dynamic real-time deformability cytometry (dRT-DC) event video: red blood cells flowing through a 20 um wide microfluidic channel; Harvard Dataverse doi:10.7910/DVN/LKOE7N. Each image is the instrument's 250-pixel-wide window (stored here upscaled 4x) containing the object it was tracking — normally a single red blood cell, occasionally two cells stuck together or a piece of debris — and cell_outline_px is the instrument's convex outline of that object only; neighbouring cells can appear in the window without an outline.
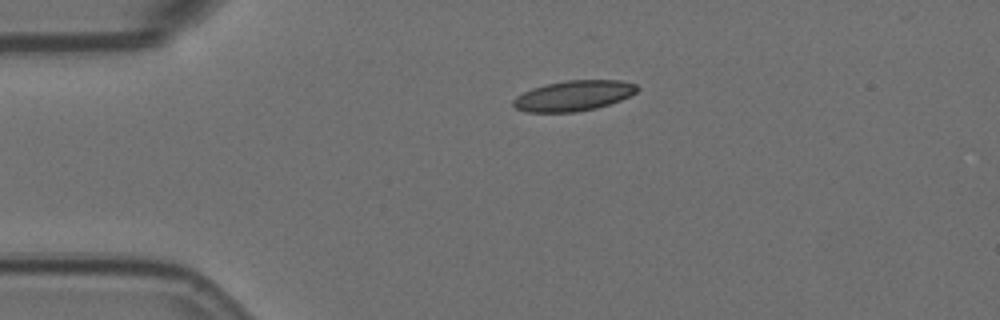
{"species": "Egyptian fruit bat (a non-hibernating species)", "species_latin": "Rousettus aegyptiacus", "temperature_condition": "room temperature", "stored_images_in_passage": 33, "camera_frame_rate_fps": 3000, "um_per_image_px": 0.085, "animal": {"sex": "female"}, "frame": {"image": 1, "passage_image": 1, "time_ms": 0.0, "image_size_px": [1000, 320], "cell_outline_px": [[640, 88], [636, 92], [620, 100], [596, 108], [576, 112], [524, 112], [516, 108], [512, 104], [512, 100], [516, 96], [532, 88], [544, 84], [568, 80], [620, 80], [636, 84]], "centroid_in_image_um": [48.73, 8.13], "position_along_channel_um": 36.3, "area_um2": 21.96}}
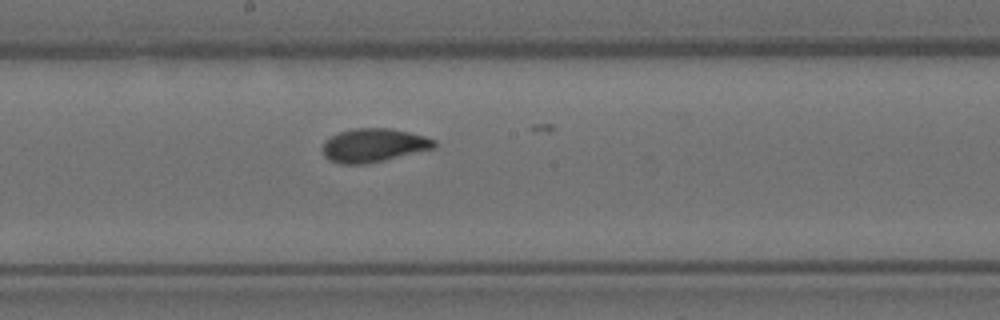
{"frame": {"image": 2, "passage_image": 19, "time_ms": 6.0, "image_size_px": [1000, 320], "cell_outline_px": [[436, 148], [384, 160], [364, 164], [340, 164], [328, 160], [324, 156], [324, 140], [340, 132], [352, 128], [392, 128], [424, 136], [436, 140]], "centroid_in_image_um": [31.77, 12.35], "position_along_channel_um": 216.4, "area_um2": 21.85}}
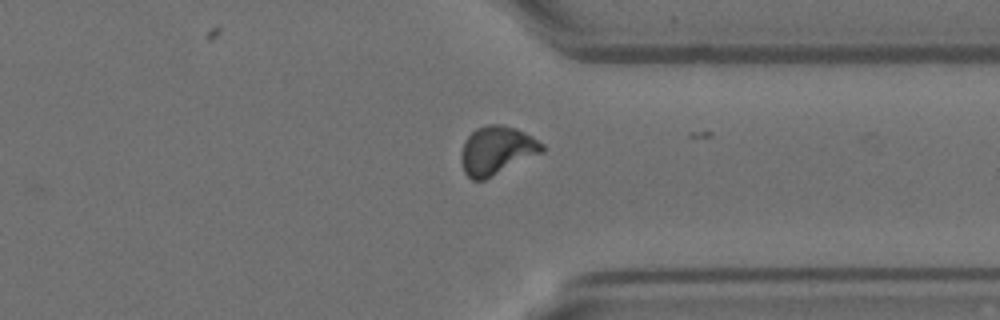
{"frame": {"image": 3, "passage_image": 32, "time_ms": 10.333, "image_size_px": [1000, 320], "cell_outline_px": [[544, 152], [484, 180], [472, 180], [464, 172], [460, 160], [460, 156], [464, 140], [476, 128], [488, 124], [500, 124], [516, 128], [532, 136], [544, 144]], "centroid_in_image_um": [42.22, 12.78], "position_along_channel_um": 369.2, "area_um2": 23.0}, "authors_computed_cell_mechanics": {"area_um2": 21.9062, "velocity_mm_per_s": 3.5797, "shape_relaxation_time_tau1_ms": null, "shape_relaxation_time_tau2_ms": 1.2039, "deformation_change_tau1": null, "deformation_change_tau2": 0.0559}}